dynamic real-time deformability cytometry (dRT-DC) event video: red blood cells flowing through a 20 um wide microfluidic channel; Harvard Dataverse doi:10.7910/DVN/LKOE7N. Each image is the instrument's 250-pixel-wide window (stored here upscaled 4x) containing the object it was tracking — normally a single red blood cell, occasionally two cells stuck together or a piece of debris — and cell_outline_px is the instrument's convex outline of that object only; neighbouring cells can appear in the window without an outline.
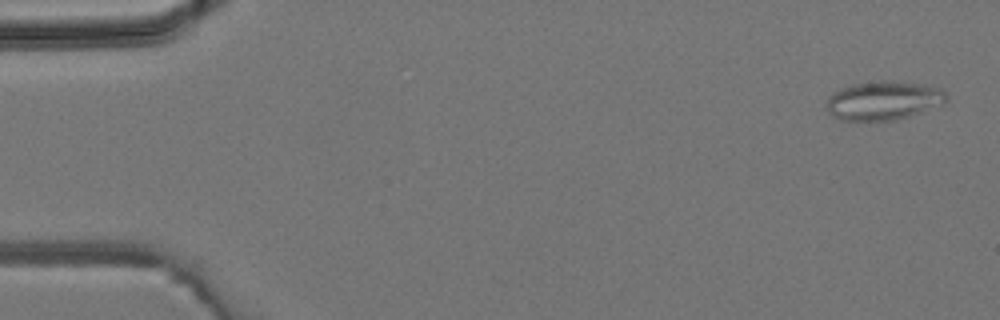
{"species": "common noctule bat (a hibernating species)", "species_latin": "Nyctalus noctula", "temperature_condition": "room temperature", "stored_images_in_passage": 4, "camera_frame_rate_fps": 3000, "um_per_image_px": 0.085, "animal": {"sex": "male", "body_mass_g": 19.2, "forearm_length_mm": 51.8}, "frame": {"image": 1, "passage_image": 1, "time_ms": 0.0, "image_size_px": [1000, 320], "cell_outline_px": [[948, 100], [944, 104], [896, 120], [840, 120], [832, 116], [828, 112], [828, 96], [832, 92], [840, 88], [852, 84], [880, 80], [888, 80], [928, 84], [940, 88], [948, 96]], "centroid_in_image_um": [75.12, 8.52], "position_along_channel_um": 9.9, "area_um2": 27.4}}